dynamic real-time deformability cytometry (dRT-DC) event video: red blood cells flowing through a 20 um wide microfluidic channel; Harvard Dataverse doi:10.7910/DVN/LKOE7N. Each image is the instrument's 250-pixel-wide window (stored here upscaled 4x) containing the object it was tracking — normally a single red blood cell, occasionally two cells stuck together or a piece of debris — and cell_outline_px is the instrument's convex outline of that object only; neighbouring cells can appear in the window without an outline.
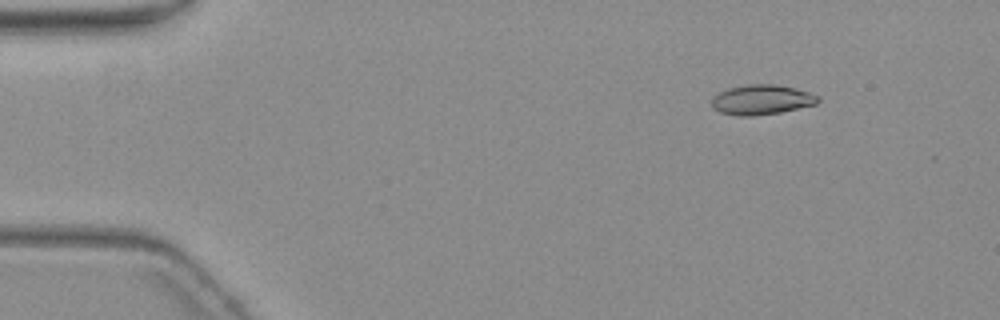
{"species": "common noctule bat (a hibernating species)", "species_latin": "Nyctalus noctula", "temperature_condition": "warm", "stored_images_in_passage": 6, "camera_frame_rate_fps": 3000, "um_per_image_px": 0.085, "animal": {"sex": "female", "body_mass_g": 19.3, "forearm_length_mm": 54.1}, "frame": {"image": 1, "passage_image": 2, "time_ms": 1.333, "image_size_px": [1000, 320], "cell_outline_px": [[820, 100], [816, 104], [780, 112], [752, 116], [736, 116], [720, 112], [712, 108], [712, 100], [720, 92], [728, 88], [748, 84], [772, 84], [792, 88], [808, 92], [820, 96]], "centroid_in_image_um": [64.73, 8.48], "position_along_channel_um": 20.3, "area_um2": 18.32}}
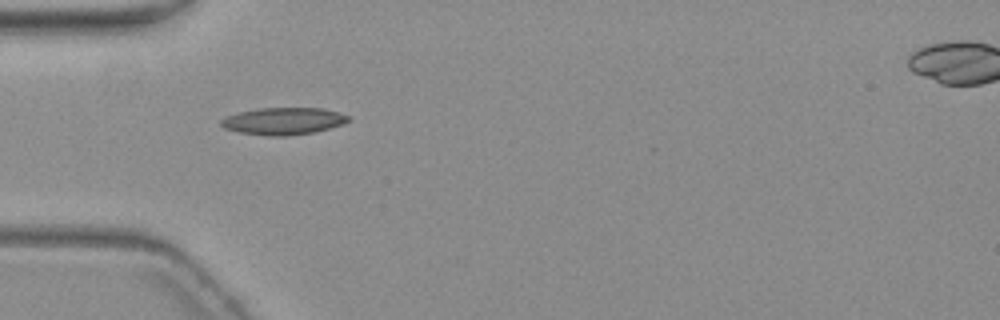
{"frame": {"image": 2, "passage_image": 5, "time_ms": 5.0, "image_size_px": [1000, 320], "cell_outline_px": [[352, 120], [344, 124], [316, 132], [288, 136], [268, 136], [240, 132], [224, 128], [220, 124], [220, 120], [228, 116], [240, 112], [256, 108], [324, 108], [352, 116]], "centroid_in_image_um": [24.16, 10.29], "position_along_channel_um": 60.8, "area_um2": 20.35}}
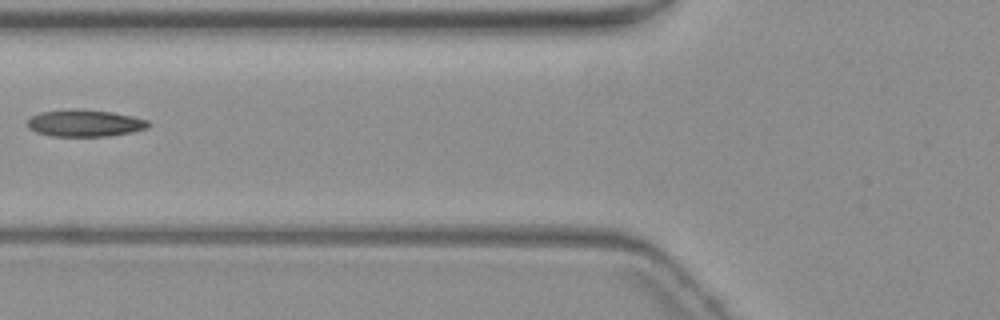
{"frame": {"image": 3, "passage_image": 6, "time_ms": 6.667, "image_size_px": [1000, 320], "cell_outline_px": [[152, 124], [148, 128], [132, 132], [108, 136], [52, 136], [36, 132], [28, 128], [28, 120], [32, 116], [40, 112], [68, 108], [80, 108], [112, 112], [132, 116], [148, 120]], "centroid_in_image_um": [7.22, 10.45], "position_along_channel_um": 118.6, "area_um2": 19.25}}